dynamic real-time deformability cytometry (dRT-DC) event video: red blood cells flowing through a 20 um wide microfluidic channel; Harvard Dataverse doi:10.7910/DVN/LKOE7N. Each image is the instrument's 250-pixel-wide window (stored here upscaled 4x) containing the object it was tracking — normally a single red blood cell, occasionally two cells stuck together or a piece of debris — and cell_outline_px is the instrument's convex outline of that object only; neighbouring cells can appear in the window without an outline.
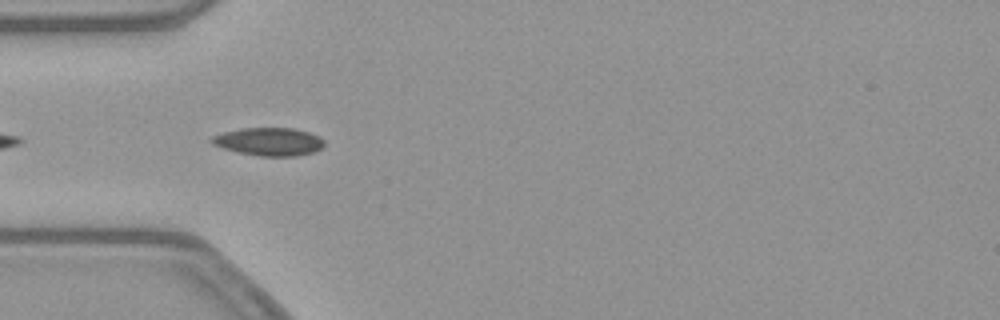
{"species": "common noctule bat (a hibernating species)", "species_latin": "Nyctalus noctula", "temperature_condition": "warm", "stored_images_in_passage": 6, "camera_frame_rate_fps": 3000, "um_per_image_px": 0.085, "animal": {"sex": "female", "body_mass_g": 21.9}, "frame": {"image": 1, "passage_image": 3, "time_ms": 0.667, "image_size_px": [1000, 320], "cell_outline_px": [[324, 144], [316, 152], [296, 156], [260, 156], [240, 152], [224, 148], [212, 144], [208, 140], [212, 136], [224, 132], [240, 128], [296, 128], [320, 136], [324, 140]], "centroid_in_image_um": [22.88, 12.03], "position_along_channel_um": 62.1, "area_um2": 18.44}}